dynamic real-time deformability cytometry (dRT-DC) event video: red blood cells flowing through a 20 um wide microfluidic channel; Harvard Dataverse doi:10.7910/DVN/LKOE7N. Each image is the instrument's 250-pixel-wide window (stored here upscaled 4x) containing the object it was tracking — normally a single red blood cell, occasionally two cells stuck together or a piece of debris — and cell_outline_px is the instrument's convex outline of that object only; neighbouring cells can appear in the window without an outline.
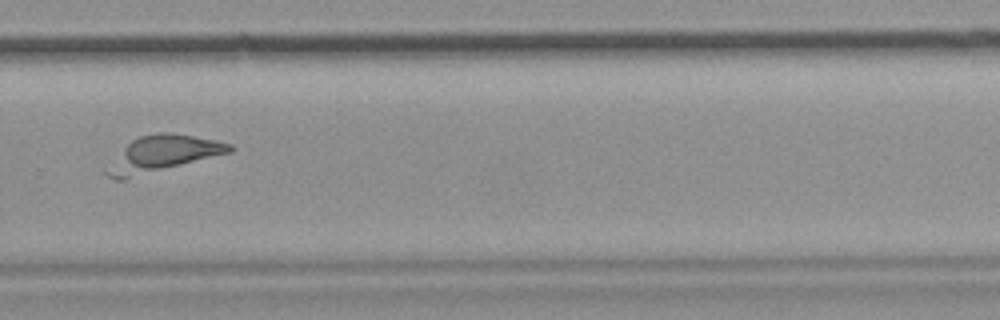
{"species": "common noctule bat (a hibernating species)", "species_latin": "Nyctalus noctula", "temperature_condition": "room temperature", "stored_images_in_passage": 41, "camera_frame_rate_fps": 3000, "um_per_image_px": 0.085, "animal": {"sex": "female", "body_mass_g": 19.9}, "frame": {"image": 1, "passage_image": 25, "time_ms": 8.0, "image_size_px": [1000, 320], "cell_outline_px": [[236, 148], [232, 152], [124, 180], [116, 180], [108, 176], [104, 172], [124, 148], [132, 140], [140, 136], [156, 132], [168, 132], [216, 140], [232, 144]], "centroid_in_image_um": [13.87, 13.08], "position_along_channel_um": 315.9, "area_um2": 25.43}}